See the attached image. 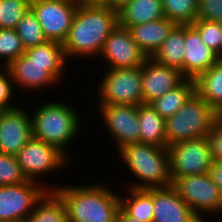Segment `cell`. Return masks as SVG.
I'll list each match as a JSON object with an SVG mask.
<instances>
[{
  "label": "cell",
  "mask_w": 222,
  "mask_h": 222,
  "mask_svg": "<svg viewBox=\"0 0 222 222\" xmlns=\"http://www.w3.org/2000/svg\"><path fill=\"white\" fill-rule=\"evenodd\" d=\"M118 25V10L99 4H78L72 26L63 42L67 57L101 54L105 40Z\"/></svg>",
  "instance_id": "1"
},
{
  "label": "cell",
  "mask_w": 222,
  "mask_h": 222,
  "mask_svg": "<svg viewBox=\"0 0 222 222\" xmlns=\"http://www.w3.org/2000/svg\"><path fill=\"white\" fill-rule=\"evenodd\" d=\"M52 187L65 203L68 222H116L121 196L105 186Z\"/></svg>",
  "instance_id": "2"
},
{
  "label": "cell",
  "mask_w": 222,
  "mask_h": 222,
  "mask_svg": "<svg viewBox=\"0 0 222 222\" xmlns=\"http://www.w3.org/2000/svg\"><path fill=\"white\" fill-rule=\"evenodd\" d=\"M119 154L133 175L142 181L134 182L130 188L152 189L172 185L167 148L138 142L121 147Z\"/></svg>",
  "instance_id": "3"
},
{
  "label": "cell",
  "mask_w": 222,
  "mask_h": 222,
  "mask_svg": "<svg viewBox=\"0 0 222 222\" xmlns=\"http://www.w3.org/2000/svg\"><path fill=\"white\" fill-rule=\"evenodd\" d=\"M35 111L31 114L33 138L52 144L66 154V145L81 130L77 112L67 104L54 101L44 103Z\"/></svg>",
  "instance_id": "4"
},
{
  "label": "cell",
  "mask_w": 222,
  "mask_h": 222,
  "mask_svg": "<svg viewBox=\"0 0 222 222\" xmlns=\"http://www.w3.org/2000/svg\"><path fill=\"white\" fill-rule=\"evenodd\" d=\"M219 114L197 93L172 117L165 119L167 146L206 137Z\"/></svg>",
  "instance_id": "5"
},
{
  "label": "cell",
  "mask_w": 222,
  "mask_h": 222,
  "mask_svg": "<svg viewBox=\"0 0 222 222\" xmlns=\"http://www.w3.org/2000/svg\"><path fill=\"white\" fill-rule=\"evenodd\" d=\"M99 86V104H143L141 67L108 69Z\"/></svg>",
  "instance_id": "6"
},
{
  "label": "cell",
  "mask_w": 222,
  "mask_h": 222,
  "mask_svg": "<svg viewBox=\"0 0 222 222\" xmlns=\"http://www.w3.org/2000/svg\"><path fill=\"white\" fill-rule=\"evenodd\" d=\"M167 149L172 182L176 178L208 173L213 163L207 136L175 143Z\"/></svg>",
  "instance_id": "7"
},
{
  "label": "cell",
  "mask_w": 222,
  "mask_h": 222,
  "mask_svg": "<svg viewBox=\"0 0 222 222\" xmlns=\"http://www.w3.org/2000/svg\"><path fill=\"white\" fill-rule=\"evenodd\" d=\"M172 186L203 222L205 220L202 212L214 213L222 210V192L208 173L176 178Z\"/></svg>",
  "instance_id": "8"
},
{
  "label": "cell",
  "mask_w": 222,
  "mask_h": 222,
  "mask_svg": "<svg viewBox=\"0 0 222 222\" xmlns=\"http://www.w3.org/2000/svg\"><path fill=\"white\" fill-rule=\"evenodd\" d=\"M48 190L51 187L31 180L0 186V222H24Z\"/></svg>",
  "instance_id": "9"
},
{
  "label": "cell",
  "mask_w": 222,
  "mask_h": 222,
  "mask_svg": "<svg viewBox=\"0 0 222 222\" xmlns=\"http://www.w3.org/2000/svg\"><path fill=\"white\" fill-rule=\"evenodd\" d=\"M48 41L63 44L72 26L78 3L74 0H30Z\"/></svg>",
  "instance_id": "10"
},
{
  "label": "cell",
  "mask_w": 222,
  "mask_h": 222,
  "mask_svg": "<svg viewBox=\"0 0 222 222\" xmlns=\"http://www.w3.org/2000/svg\"><path fill=\"white\" fill-rule=\"evenodd\" d=\"M15 156L24 176L31 181L58 170L69 160L56 146L33 137Z\"/></svg>",
  "instance_id": "11"
},
{
  "label": "cell",
  "mask_w": 222,
  "mask_h": 222,
  "mask_svg": "<svg viewBox=\"0 0 222 222\" xmlns=\"http://www.w3.org/2000/svg\"><path fill=\"white\" fill-rule=\"evenodd\" d=\"M110 64L107 69L141 67L148 59L127 28L117 25L105 40L100 54Z\"/></svg>",
  "instance_id": "12"
},
{
  "label": "cell",
  "mask_w": 222,
  "mask_h": 222,
  "mask_svg": "<svg viewBox=\"0 0 222 222\" xmlns=\"http://www.w3.org/2000/svg\"><path fill=\"white\" fill-rule=\"evenodd\" d=\"M101 115L108 131L116 139L118 148L139 142V121L137 105L99 104Z\"/></svg>",
  "instance_id": "13"
},
{
  "label": "cell",
  "mask_w": 222,
  "mask_h": 222,
  "mask_svg": "<svg viewBox=\"0 0 222 222\" xmlns=\"http://www.w3.org/2000/svg\"><path fill=\"white\" fill-rule=\"evenodd\" d=\"M32 137L28 112L20 107L0 112V153L16 155Z\"/></svg>",
  "instance_id": "14"
},
{
  "label": "cell",
  "mask_w": 222,
  "mask_h": 222,
  "mask_svg": "<svg viewBox=\"0 0 222 222\" xmlns=\"http://www.w3.org/2000/svg\"><path fill=\"white\" fill-rule=\"evenodd\" d=\"M65 65H38L34 64L25 54L15 59L7 68L12 81L22 88L36 90L45 86H52L63 75Z\"/></svg>",
  "instance_id": "15"
},
{
  "label": "cell",
  "mask_w": 222,
  "mask_h": 222,
  "mask_svg": "<svg viewBox=\"0 0 222 222\" xmlns=\"http://www.w3.org/2000/svg\"><path fill=\"white\" fill-rule=\"evenodd\" d=\"M141 79L143 104H150L180 85L186 77L181 71L148 58L141 66Z\"/></svg>",
  "instance_id": "16"
},
{
  "label": "cell",
  "mask_w": 222,
  "mask_h": 222,
  "mask_svg": "<svg viewBox=\"0 0 222 222\" xmlns=\"http://www.w3.org/2000/svg\"><path fill=\"white\" fill-rule=\"evenodd\" d=\"M153 222H203L170 185L153 188Z\"/></svg>",
  "instance_id": "17"
},
{
  "label": "cell",
  "mask_w": 222,
  "mask_h": 222,
  "mask_svg": "<svg viewBox=\"0 0 222 222\" xmlns=\"http://www.w3.org/2000/svg\"><path fill=\"white\" fill-rule=\"evenodd\" d=\"M184 76L196 79L221 58L201 40L199 32L192 25H185Z\"/></svg>",
  "instance_id": "18"
},
{
  "label": "cell",
  "mask_w": 222,
  "mask_h": 222,
  "mask_svg": "<svg viewBox=\"0 0 222 222\" xmlns=\"http://www.w3.org/2000/svg\"><path fill=\"white\" fill-rule=\"evenodd\" d=\"M176 26L172 20L163 17L154 22L130 26L128 30L139 48L151 58Z\"/></svg>",
  "instance_id": "19"
},
{
  "label": "cell",
  "mask_w": 222,
  "mask_h": 222,
  "mask_svg": "<svg viewBox=\"0 0 222 222\" xmlns=\"http://www.w3.org/2000/svg\"><path fill=\"white\" fill-rule=\"evenodd\" d=\"M117 10L118 25L127 29L165 17L162 0H128Z\"/></svg>",
  "instance_id": "20"
},
{
  "label": "cell",
  "mask_w": 222,
  "mask_h": 222,
  "mask_svg": "<svg viewBox=\"0 0 222 222\" xmlns=\"http://www.w3.org/2000/svg\"><path fill=\"white\" fill-rule=\"evenodd\" d=\"M139 142L167 148L165 119L150 104L138 105Z\"/></svg>",
  "instance_id": "21"
},
{
  "label": "cell",
  "mask_w": 222,
  "mask_h": 222,
  "mask_svg": "<svg viewBox=\"0 0 222 222\" xmlns=\"http://www.w3.org/2000/svg\"><path fill=\"white\" fill-rule=\"evenodd\" d=\"M185 25H177L151 57L157 63L175 68L184 75Z\"/></svg>",
  "instance_id": "22"
},
{
  "label": "cell",
  "mask_w": 222,
  "mask_h": 222,
  "mask_svg": "<svg viewBox=\"0 0 222 222\" xmlns=\"http://www.w3.org/2000/svg\"><path fill=\"white\" fill-rule=\"evenodd\" d=\"M196 92L222 115V59L196 79Z\"/></svg>",
  "instance_id": "23"
},
{
  "label": "cell",
  "mask_w": 222,
  "mask_h": 222,
  "mask_svg": "<svg viewBox=\"0 0 222 222\" xmlns=\"http://www.w3.org/2000/svg\"><path fill=\"white\" fill-rule=\"evenodd\" d=\"M196 92L195 79L186 78L180 85L153 100L151 107L164 119L172 117Z\"/></svg>",
  "instance_id": "24"
},
{
  "label": "cell",
  "mask_w": 222,
  "mask_h": 222,
  "mask_svg": "<svg viewBox=\"0 0 222 222\" xmlns=\"http://www.w3.org/2000/svg\"><path fill=\"white\" fill-rule=\"evenodd\" d=\"M24 222H68L67 208L54 190H48Z\"/></svg>",
  "instance_id": "25"
},
{
  "label": "cell",
  "mask_w": 222,
  "mask_h": 222,
  "mask_svg": "<svg viewBox=\"0 0 222 222\" xmlns=\"http://www.w3.org/2000/svg\"><path fill=\"white\" fill-rule=\"evenodd\" d=\"M130 196L126 199L120 197V208L130 217L141 222H153V188L133 189L127 188Z\"/></svg>",
  "instance_id": "26"
},
{
  "label": "cell",
  "mask_w": 222,
  "mask_h": 222,
  "mask_svg": "<svg viewBox=\"0 0 222 222\" xmlns=\"http://www.w3.org/2000/svg\"><path fill=\"white\" fill-rule=\"evenodd\" d=\"M164 16L177 25H192L197 19L198 0H162Z\"/></svg>",
  "instance_id": "27"
},
{
  "label": "cell",
  "mask_w": 222,
  "mask_h": 222,
  "mask_svg": "<svg viewBox=\"0 0 222 222\" xmlns=\"http://www.w3.org/2000/svg\"><path fill=\"white\" fill-rule=\"evenodd\" d=\"M25 50L47 42L36 15L29 8L15 27Z\"/></svg>",
  "instance_id": "28"
},
{
  "label": "cell",
  "mask_w": 222,
  "mask_h": 222,
  "mask_svg": "<svg viewBox=\"0 0 222 222\" xmlns=\"http://www.w3.org/2000/svg\"><path fill=\"white\" fill-rule=\"evenodd\" d=\"M24 54L38 65H65L67 60L62 44L55 41L29 48Z\"/></svg>",
  "instance_id": "29"
},
{
  "label": "cell",
  "mask_w": 222,
  "mask_h": 222,
  "mask_svg": "<svg viewBox=\"0 0 222 222\" xmlns=\"http://www.w3.org/2000/svg\"><path fill=\"white\" fill-rule=\"evenodd\" d=\"M24 53L25 48L15 29L0 28V59H5L3 66L8 67Z\"/></svg>",
  "instance_id": "30"
},
{
  "label": "cell",
  "mask_w": 222,
  "mask_h": 222,
  "mask_svg": "<svg viewBox=\"0 0 222 222\" xmlns=\"http://www.w3.org/2000/svg\"><path fill=\"white\" fill-rule=\"evenodd\" d=\"M30 8V0H0V28L15 29Z\"/></svg>",
  "instance_id": "31"
},
{
  "label": "cell",
  "mask_w": 222,
  "mask_h": 222,
  "mask_svg": "<svg viewBox=\"0 0 222 222\" xmlns=\"http://www.w3.org/2000/svg\"><path fill=\"white\" fill-rule=\"evenodd\" d=\"M15 155L0 153V186L26 182Z\"/></svg>",
  "instance_id": "32"
},
{
  "label": "cell",
  "mask_w": 222,
  "mask_h": 222,
  "mask_svg": "<svg viewBox=\"0 0 222 222\" xmlns=\"http://www.w3.org/2000/svg\"><path fill=\"white\" fill-rule=\"evenodd\" d=\"M192 26L199 32L204 44L221 58V23L196 19Z\"/></svg>",
  "instance_id": "33"
},
{
  "label": "cell",
  "mask_w": 222,
  "mask_h": 222,
  "mask_svg": "<svg viewBox=\"0 0 222 222\" xmlns=\"http://www.w3.org/2000/svg\"><path fill=\"white\" fill-rule=\"evenodd\" d=\"M197 19L222 23V0H198Z\"/></svg>",
  "instance_id": "34"
},
{
  "label": "cell",
  "mask_w": 222,
  "mask_h": 222,
  "mask_svg": "<svg viewBox=\"0 0 222 222\" xmlns=\"http://www.w3.org/2000/svg\"><path fill=\"white\" fill-rule=\"evenodd\" d=\"M0 69V111H8L16 108L17 106L11 104V98L14 91L13 81L10 71L7 67Z\"/></svg>",
  "instance_id": "35"
},
{
  "label": "cell",
  "mask_w": 222,
  "mask_h": 222,
  "mask_svg": "<svg viewBox=\"0 0 222 222\" xmlns=\"http://www.w3.org/2000/svg\"><path fill=\"white\" fill-rule=\"evenodd\" d=\"M207 138L213 160L222 161V115H219L213 122Z\"/></svg>",
  "instance_id": "36"
},
{
  "label": "cell",
  "mask_w": 222,
  "mask_h": 222,
  "mask_svg": "<svg viewBox=\"0 0 222 222\" xmlns=\"http://www.w3.org/2000/svg\"><path fill=\"white\" fill-rule=\"evenodd\" d=\"M208 174L213 183L222 192V161L213 160V163L208 171Z\"/></svg>",
  "instance_id": "37"
},
{
  "label": "cell",
  "mask_w": 222,
  "mask_h": 222,
  "mask_svg": "<svg viewBox=\"0 0 222 222\" xmlns=\"http://www.w3.org/2000/svg\"><path fill=\"white\" fill-rule=\"evenodd\" d=\"M116 222H141L127 215L121 208L117 212Z\"/></svg>",
  "instance_id": "38"
},
{
  "label": "cell",
  "mask_w": 222,
  "mask_h": 222,
  "mask_svg": "<svg viewBox=\"0 0 222 222\" xmlns=\"http://www.w3.org/2000/svg\"><path fill=\"white\" fill-rule=\"evenodd\" d=\"M127 1L128 0H103V6L118 9Z\"/></svg>",
  "instance_id": "39"
},
{
  "label": "cell",
  "mask_w": 222,
  "mask_h": 222,
  "mask_svg": "<svg viewBox=\"0 0 222 222\" xmlns=\"http://www.w3.org/2000/svg\"><path fill=\"white\" fill-rule=\"evenodd\" d=\"M78 4H99L103 6V0H74Z\"/></svg>",
  "instance_id": "40"
},
{
  "label": "cell",
  "mask_w": 222,
  "mask_h": 222,
  "mask_svg": "<svg viewBox=\"0 0 222 222\" xmlns=\"http://www.w3.org/2000/svg\"><path fill=\"white\" fill-rule=\"evenodd\" d=\"M221 32H222V23H221ZM221 59H222V37H221Z\"/></svg>",
  "instance_id": "41"
}]
</instances>
